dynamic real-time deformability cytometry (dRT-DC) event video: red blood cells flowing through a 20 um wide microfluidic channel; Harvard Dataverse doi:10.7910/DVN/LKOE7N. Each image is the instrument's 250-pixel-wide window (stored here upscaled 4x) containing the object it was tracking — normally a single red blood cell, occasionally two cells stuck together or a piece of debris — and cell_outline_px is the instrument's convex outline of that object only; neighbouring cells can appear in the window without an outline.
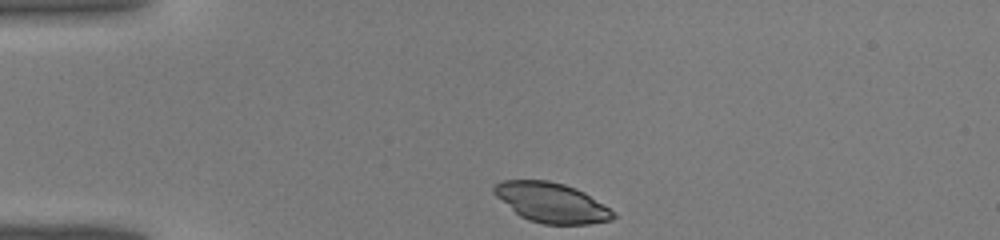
{"species": "common noctule bat (a hibernating species)", "species_latin": "Nyctalus noctula", "temperature_condition": "warm", "stored_images_in_passage": 29, "camera_frame_rate_fps": 3000, "um_per_image_px": 0.085, "animal": {"sex": "male", "body_mass_g": 19.0, "forearm_length_mm": 50.8}, "frame": {"image": 1, "passage_image": 1, "time_ms": 0.0, "image_size_px": [1000, 240], "cell_outline_px": [[616, 216], [612, 220], [588, 224], [544, 224], [528, 220], [520, 216], [496, 196], [492, 192], [492, 188], [496, 184], [504, 180], [548, 180], [564, 184], [576, 188], [584, 192], [608, 208]], "centroid_in_image_um": [46.85, 17.22], "position_along_channel_um": 38.1, "area_um2": 27.4}}
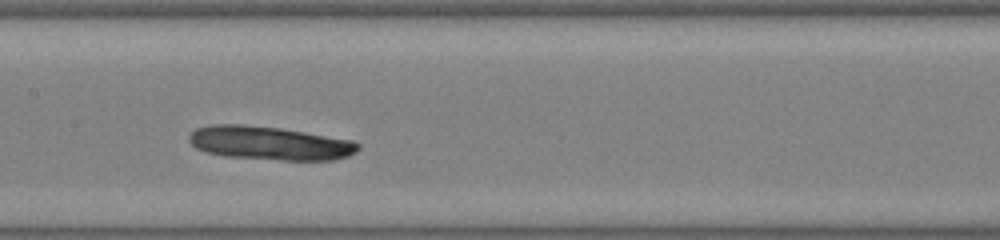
{"frame": {"image": 2, "passage_image": 13, "time_ms": 4.0, "image_size_px": [1000, 240], "cell_outline_px": [[360, 148], [356, 152], [348, 156], [332, 160], [284, 160], [224, 156], [208, 152], [196, 148], [188, 140], [188, 136], [196, 128], [212, 124], [240, 124], [280, 128], [352, 140], [360, 144]], "centroid_in_image_um": [22.92, 12.16], "position_along_channel_um": 184.5, "area_um2": 33.0}}
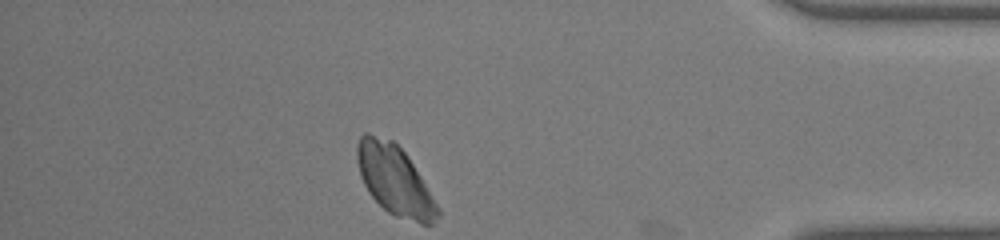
{"frame": {"image": 3, "passage_image": 29, "time_ms": 9.333, "image_size_px": [1000, 240], "cell_outline_px": [[440, 216], [432, 224], [420, 224], [396, 216], [388, 212], [368, 192], [360, 176], [356, 160], [356, 144], [360, 136], [364, 132], [368, 132], [392, 140], [404, 152], [412, 164], [440, 208]], "centroid_in_image_um": [33.52, 15.31], "position_along_channel_um": 401.7, "area_um2": 32.6}}